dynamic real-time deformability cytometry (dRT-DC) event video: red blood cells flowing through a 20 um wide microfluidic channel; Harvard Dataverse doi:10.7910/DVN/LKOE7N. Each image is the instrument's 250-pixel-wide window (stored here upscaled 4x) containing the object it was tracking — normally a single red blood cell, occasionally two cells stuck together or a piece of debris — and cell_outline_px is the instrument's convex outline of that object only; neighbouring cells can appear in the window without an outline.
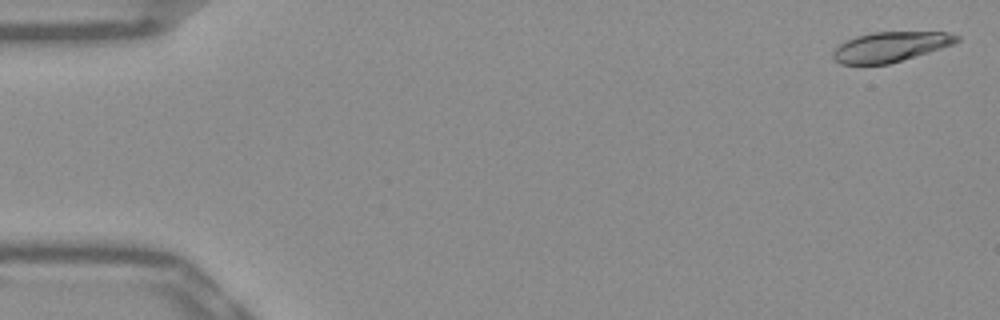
{"species": "Egyptian fruit bat (a non-hibernating species)", "species_latin": "Rousettus aegyptiacus", "temperature_condition": "warm", "stored_images_in_passage": 53, "camera_frame_rate_fps": 3000, "um_per_image_px": 0.085, "frame": {"image": 1, "passage_image": 2, "time_ms": 0.333, "image_size_px": [1000, 320], "cell_outline_px": [[960, 40], [952, 44], [928, 52], [888, 64], [840, 64], [832, 56], [832, 52], [840, 44], [856, 36], [872, 32], [948, 32], [960, 36]], "centroid_in_image_um": [75.68, 3.97], "position_along_channel_um": 9.3, "area_um2": 21.33}}
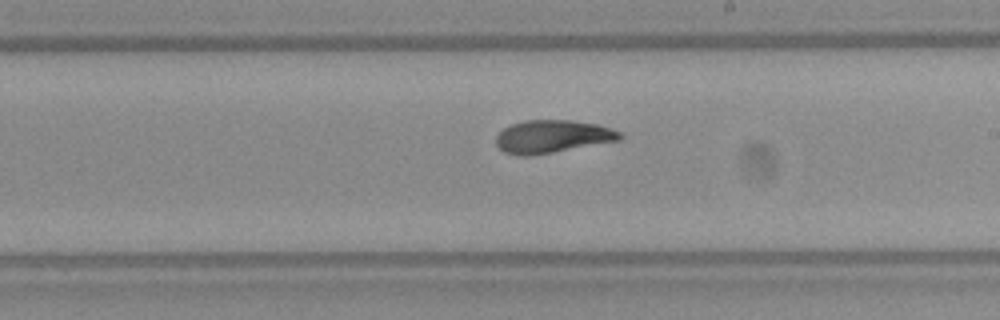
{"frame": {"image": 2, "passage_image": 31, "time_ms": 10.0, "image_size_px": [1000, 320], "cell_outline_px": [[624, 136], [620, 140], [552, 152], [528, 156], [516, 156], [504, 152], [496, 144], [496, 136], [504, 128], [512, 124], [524, 120], [572, 120], [596, 124], [620, 132]], "centroid_in_image_um": [46.92, 11.6], "position_along_channel_um": 242.1, "area_um2": 23.52}}
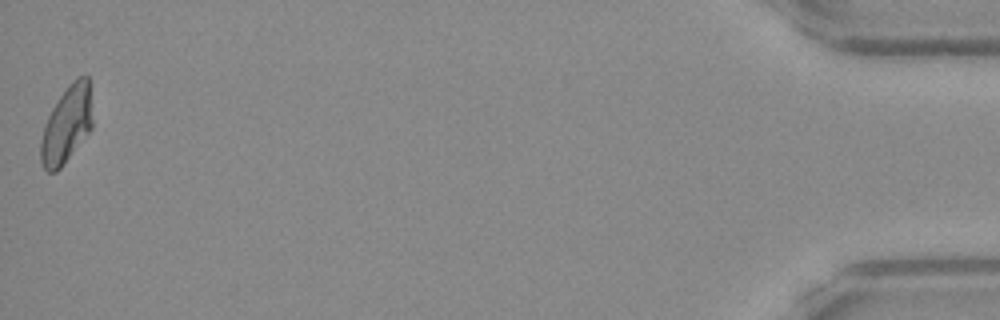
{"frame": {"image": 3, "passage_image": 53, "time_ms": 17.333, "image_size_px": [1000, 320], "cell_outline_px": [[92, 128], [60, 168], [56, 172], [48, 172], [44, 168], [40, 160], [40, 140], [44, 124], [52, 108], [60, 96], [72, 80], [76, 76], [88, 76], [92, 120]], "centroid_in_image_um": [5.64, 10.6], "position_along_channel_um": 429.6, "area_um2": 23.0}, "authors_computed_cell_mechanics": {"area_um2": 23.2934, "velocity_mm_per_s": 3.8509, "shape_relaxation_time_tau1_ms": 6.4981, "shape_relaxation_time_tau2_ms": 1.9542, "deformation_change_tau1": 0.2235, "deformation_change_tau2": 0.0833}}